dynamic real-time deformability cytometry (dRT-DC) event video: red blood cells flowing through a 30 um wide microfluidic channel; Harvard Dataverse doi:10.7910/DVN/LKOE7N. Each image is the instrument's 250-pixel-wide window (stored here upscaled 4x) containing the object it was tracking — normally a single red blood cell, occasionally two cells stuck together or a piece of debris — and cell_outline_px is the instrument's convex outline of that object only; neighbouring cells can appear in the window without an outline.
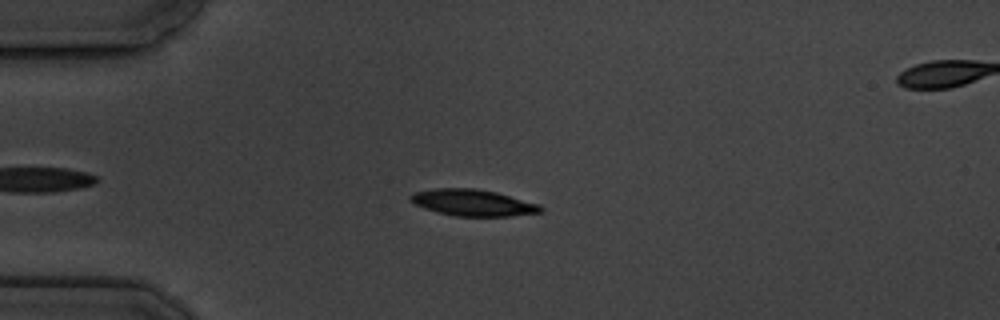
{"species": "common noctule bat (a hibernating species)", "species_latin": "Nyctalus noctula", "temperature_condition": "cold", "stored_images_in_passage": 5, "camera_frame_rate_fps": 3000, "um_per_image_px": 0.085, "animal": {"sex": "male", "body_mass_g": 19.5, "forearm_length_mm": 54.6}, "frame": {"image": 1, "passage_image": 2, "time_ms": 1.0, "image_size_px": [1000, 320], "cell_outline_px": [[544, 208], [540, 212], [508, 216], [456, 216], [424, 208], [412, 204], [408, 200], [408, 196], [412, 192], [436, 188], [476, 188], [496, 192], [540, 204]], "centroid_in_image_um": [40.14, 17.21], "position_along_channel_um": 44.9, "area_um2": 20.17}}
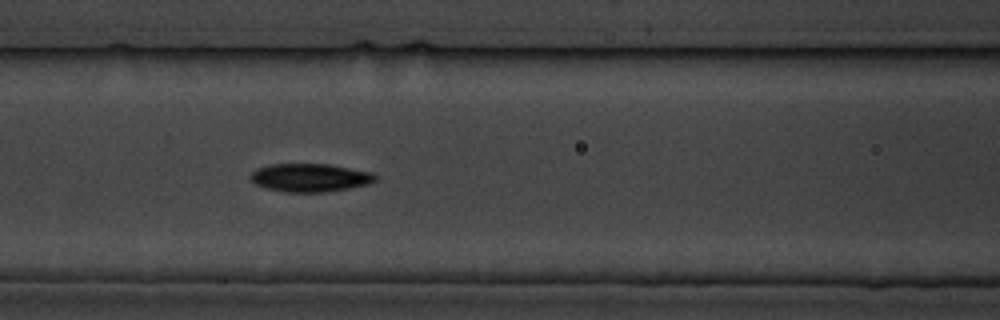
{"frame": {"image": 2, "passage_image": 5, "time_ms": 4.333, "image_size_px": [1000, 320], "cell_outline_px": [[376, 180], [368, 184], [348, 188], [324, 192], [284, 192], [268, 188], [256, 184], [248, 176], [256, 168], [272, 164], [328, 164], [372, 172], [376, 176]], "centroid_in_image_um": [26.34, 15.09], "position_along_channel_um": 140.3, "area_um2": 20.4}}